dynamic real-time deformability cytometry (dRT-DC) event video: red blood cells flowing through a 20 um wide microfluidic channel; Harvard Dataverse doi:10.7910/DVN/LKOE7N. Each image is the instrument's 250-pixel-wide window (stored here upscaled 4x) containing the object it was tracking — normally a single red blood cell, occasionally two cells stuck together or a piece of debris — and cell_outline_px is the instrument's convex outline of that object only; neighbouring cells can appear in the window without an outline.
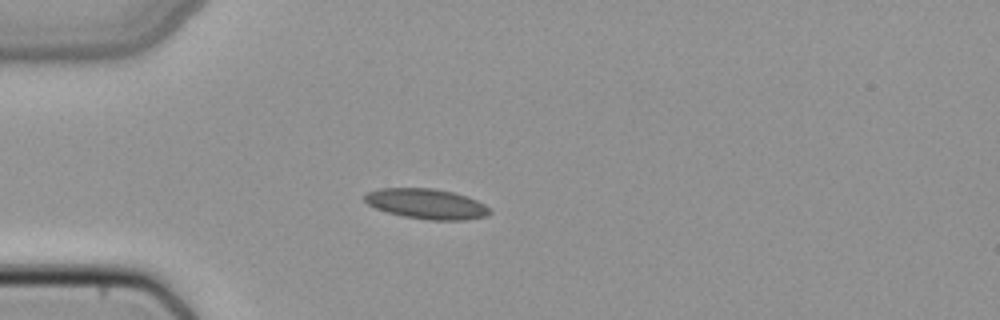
{"species": "common noctule bat (a hibernating species)", "species_latin": "Nyctalus noctula", "temperature_condition": "cold", "stored_images_in_passage": 44, "camera_frame_rate_fps": 3000, "um_per_image_px": 0.085, "animal": {"sex": "female", "body_mass_g": 22.7, "forearm_length_mm": 54.2}, "frame": {"image": 1, "passage_image": 8, "time_ms": 2.333, "image_size_px": [1000, 320], "cell_outline_px": [[492, 212], [484, 216], [464, 220], [428, 220], [404, 216], [388, 212], [376, 208], [368, 204], [364, 200], [364, 196], [368, 192], [380, 188], [432, 188], [452, 192], [476, 200], [484, 204]], "centroid_in_image_um": [36.23, 17.32], "position_along_channel_um": 48.8, "area_um2": 21.73}}
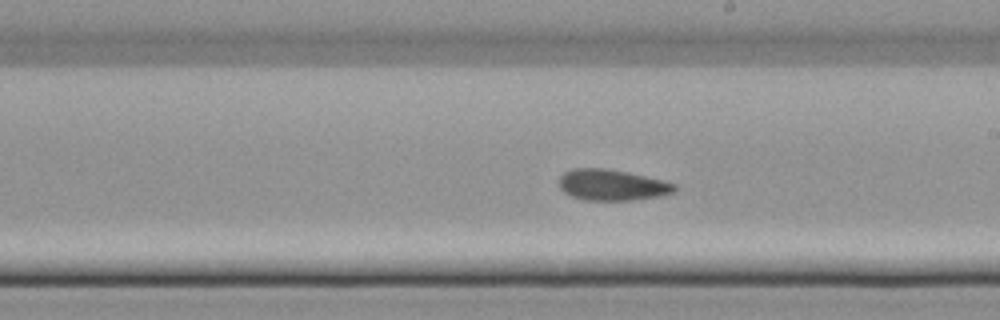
{"frame": {"image": 2, "passage_image": 23, "time_ms": 7.333, "image_size_px": [1000, 320], "cell_outline_px": [[676, 192], [660, 196], [632, 200], [584, 200], [572, 196], [564, 192], [560, 188], [560, 176], [564, 172], [572, 168], [604, 168], [628, 172], [664, 180], [676, 184]], "centroid_in_image_um": [52.04, 15.72], "position_along_channel_um": 237.0, "area_um2": 20.98}}
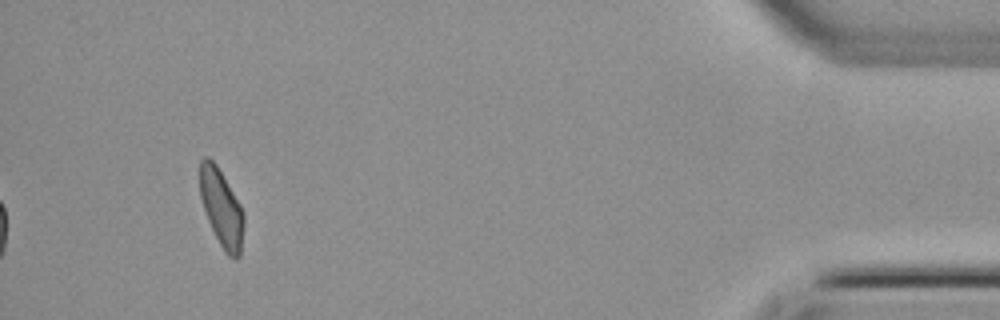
{"frame": {"image": 3, "passage_image": 41, "time_ms": 13.333, "image_size_px": [1000, 320], "cell_outline_px": [[244, 224], [240, 256], [236, 260], [228, 256], [224, 252], [208, 220], [200, 196], [200, 160], [204, 156], [208, 156], [216, 164], [240, 204], [244, 212]], "centroid_in_image_um": [18.84, 17.69], "position_along_channel_um": 416.4, "area_um2": 19.71}}